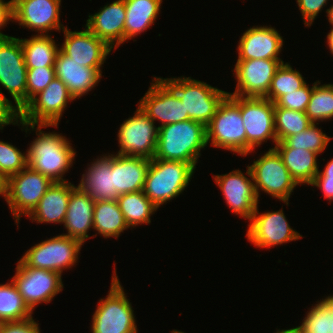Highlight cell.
<instances>
[{
    "label": "cell",
    "mask_w": 333,
    "mask_h": 333,
    "mask_svg": "<svg viewBox=\"0 0 333 333\" xmlns=\"http://www.w3.org/2000/svg\"><path fill=\"white\" fill-rule=\"evenodd\" d=\"M158 127L153 158L192 163L196 167L201 149L207 146L206 126L189 119Z\"/></svg>",
    "instance_id": "cell-1"
},
{
    "label": "cell",
    "mask_w": 333,
    "mask_h": 333,
    "mask_svg": "<svg viewBox=\"0 0 333 333\" xmlns=\"http://www.w3.org/2000/svg\"><path fill=\"white\" fill-rule=\"evenodd\" d=\"M49 126L57 127L58 125L37 124L38 137L32 141L26 152L28 166L46 175L53 182H66L63 175L72 166L76 151L65 136L41 131V128Z\"/></svg>",
    "instance_id": "cell-2"
},
{
    "label": "cell",
    "mask_w": 333,
    "mask_h": 333,
    "mask_svg": "<svg viewBox=\"0 0 333 333\" xmlns=\"http://www.w3.org/2000/svg\"><path fill=\"white\" fill-rule=\"evenodd\" d=\"M172 97L181 100L190 120L207 126L219 104L228 95L211 85L191 77L154 78Z\"/></svg>",
    "instance_id": "cell-3"
},
{
    "label": "cell",
    "mask_w": 333,
    "mask_h": 333,
    "mask_svg": "<svg viewBox=\"0 0 333 333\" xmlns=\"http://www.w3.org/2000/svg\"><path fill=\"white\" fill-rule=\"evenodd\" d=\"M195 168L192 163L153 158L147 170L143 192L159 208L185 190Z\"/></svg>",
    "instance_id": "cell-4"
},
{
    "label": "cell",
    "mask_w": 333,
    "mask_h": 333,
    "mask_svg": "<svg viewBox=\"0 0 333 333\" xmlns=\"http://www.w3.org/2000/svg\"><path fill=\"white\" fill-rule=\"evenodd\" d=\"M207 144L246 155V131L240 110V96L227 95L206 126Z\"/></svg>",
    "instance_id": "cell-5"
},
{
    "label": "cell",
    "mask_w": 333,
    "mask_h": 333,
    "mask_svg": "<svg viewBox=\"0 0 333 333\" xmlns=\"http://www.w3.org/2000/svg\"><path fill=\"white\" fill-rule=\"evenodd\" d=\"M133 311L114 270L109 293L92 315V333H137Z\"/></svg>",
    "instance_id": "cell-6"
},
{
    "label": "cell",
    "mask_w": 333,
    "mask_h": 333,
    "mask_svg": "<svg viewBox=\"0 0 333 333\" xmlns=\"http://www.w3.org/2000/svg\"><path fill=\"white\" fill-rule=\"evenodd\" d=\"M70 100L75 99L69 93L67 86L55 77L20 111V124L26 128V132L34 130L37 124L58 125L62 112ZM29 126L31 129H28Z\"/></svg>",
    "instance_id": "cell-7"
},
{
    "label": "cell",
    "mask_w": 333,
    "mask_h": 333,
    "mask_svg": "<svg viewBox=\"0 0 333 333\" xmlns=\"http://www.w3.org/2000/svg\"><path fill=\"white\" fill-rule=\"evenodd\" d=\"M54 182L29 166L6 179L5 200L19 223L21 215L29 216Z\"/></svg>",
    "instance_id": "cell-8"
},
{
    "label": "cell",
    "mask_w": 333,
    "mask_h": 333,
    "mask_svg": "<svg viewBox=\"0 0 333 333\" xmlns=\"http://www.w3.org/2000/svg\"><path fill=\"white\" fill-rule=\"evenodd\" d=\"M82 245L79 240L61 234L32 246L18 262L22 266L47 269L62 275L63 269L77 263Z\"/></svg>",
    "instance_id": "cell-9"
},
{
    "label": "cell",
    "mask_w": 333,
    "mask_h": 333,
    "mask_svg": "<svg viewBox=\"0 0 333 333\" xmlns=\"http://www.w3.org/2000/svg\"><path fill=\"white\" fill-rule=\"evenodd\" d=\"M253 177L254 187L259 198V189L280 199L288 205V200L297 183L283 164L279 153L271 148L262 157L248 166Z\"/></svg>",
    "instance_id": "cell-10"
},
{
    "label": "cell",
    "mask_w": 333,
    "mask_h": 333,
    "mask_svg": "<svg viewBox=\"0 0 333 333\" xmlns=\"http://www.w3.org/2000/svg\"><path fill=\"white\" fill-rule=\"evenodd\" d=\"M27 67L19 38L0 39V84L21 111L27 104Z\"/></svg>",
    "instance_id": "cell-11"
},
{
    "label": "cell",
    "mask_w": 333,
    "mask_h": 333,
    "mask_svg": "<svg viewBox=\"0 0 333 333\" xmlns=\"http://www.w3.org/2000/svg\"><path fill=\"white\" fill-rule=\"evenodd\" d=\"M154 123L138 106L134 116L120 125L117 154L153 159L159 133V127Z\"/></svg>",
    "instance_id": "cell-12"
},
{
    "label": "cell",
    "mask_w": 333,
    "mask_h": 333,
    "mask_svg": "<svg viewBox=\"0 0 333 333\" xmlns=\"http://www.w3.org/2000/svg\"><path fill=\"white\" fill-rule=\"evenodd\" d=\"M240 110L246 131V156L265 140L277 143L274 103L265 97H241Z\"/></svg>",
    "instance_id": "cell-13"
},
{
    "label": "cell",
    "mask_w": 333,
    "mask_h": 333,
    "mask_svg": "<svg viewBox=\"0 0 333 333\" xmlns=\"http://www.w3.org/2000/svg\"><path fill=\"white\" fill-rule=\"evenodd\" d=\"M61 274L47 269H36L16 266V274L12 281L21 294L24 302L33 311L36 305L49 303L63 289Z\"/></svg>",
    "instance_id": "cell-14"
},
{
    "label": "cell",
    "mask_w": 333,
    "mask_h": 333,
    "mask_svg": "<svg viewBox=\"0 0 333 333\" xmlns=\"http://www.w3.org/2000/svg\"><path fill=\"white\" fill-rule=\"evenodd\" d=\"M283 63L275 59L237 60L234 68L237 85L230 96L265 97L277 68Z\"/></svg>",
    "instance_id": "cell-15"
},
{
    "label": "cell",
    "mask_w": 333,
    "mask_h": 333,
    "mask_svg": "<svg viewBox=\"0 0 333 333\" xmlns=\"http://www.w3.org/2000/svg\"><path fill=\"white\" fill-rule=\"evenodd\" d=\"M259 214L257 205L246 234L248 241L255 246L270 248L302 238L290 227L283 210Z\"/></svg>",
    "instance_id": "cell-16"
},
{
    "label": "cell",
    "mask_w": 333,
    "mask_h": 333,
    "mask_svg": "<svg viewBox=\"0 0 333 333\" xmlns=\"http://www.w3.org/2000/svg\"><path fill=\"white\" fill-rule=\"evenodd\" d=\"M61 0H12L13 21L20 26L48 35L52 29L60 31Z\"/></svg>",
    "instance_id": "cell-17"
},
{
    "label": "cell",
    "mask_w": 333,
    "mask_h": 333,
    "mask_svg": "<svg viewBox=\"0 0 333 333\" xmlns=\"http://www.w3.org/2000/svg\"><path fill=\"white\" fill-rule=\"evenodd\" d=\"M246 174L250 176V179L241 170H233L228 174L216 175L213 176V179L221 189L224 199L232 209V212L250 220L258 205V197L254 182H252L251 170L248 166Z\"/></svg>",
    "instance_id": "cell-18"
},
{
    "label": "cell",
    "mask_w": 333,
    "mask_h": 333,
    "mask_svg": "<svg viewBox=\"0 0 333 333\" xmlns=\"http://www.w3.org/2000/svg\"><path fill=\"white\" fill-rule=\"evenodd\" d=\"M85 28V30L74 32L64 28L65 41L59 49L82 66L101 68L112 48L86 26Z\"/></svg>",
    "instance_id": "cell-19"
},
{
    "label": "cell",
    "mask_w": 333,
    "mask_h": 333,
    "mask_svg": "<svg viewBox=\"0 0 333 333\" xmlns=\"http://www.w3.org/2000/svg\"><path fill=\"white\" fill-rule=\"evenodd\" d=\"M153 81L140 99L138 106L142 111L153 121L160 120V126L189 120L183 102L172 97L155 79Z\"/></svg>",
    "instance_id": "cell-20"
},
{
    "label": "cell",
    "mask_w": 333,
    "mask_h": 333,
    "mask_svg": "<svg viewBox=\"0 0 333 333\" xmlns=\"http://www.w3.org/2000/svg\"><path fill=\"white\" fill-rule=\"evenodd\" d=\"M283 38L275 28L268 26H254L247 29L238 44V59H275L283 46Z\"/></svg>",
    "instance_id": "cell-21"
},
{
    "label": "cell",
    "mask_w": 333,
    "mask_h": 333,
    "mask_svg": "<svg viewBox=\"0 0 333 333\" xmlns=\"http://www.w3.org/2000/svg\"><path fill=\"white\" fill-rule=\"evenodd\" d=\"M86 27L110 48L124 43L126 9L124 0L107 4L99 12L89 15ZM116 42V43H115Z\"/></svg>",
    "instance_id": "cell-22"
},
{
    "label": "cell",
    "mask_w": 333,
    "mask_h": 333,
    "mask_svg": "<svg viewBox=\"0 0 333 333\" xmlns=\"http://www.w3.org/2000/svg\"><path fill=\"white\" fill-rule=\"evenodd\" d=\"M54 70L56 78H59L67 86L74 99L91 91L102 77L100 68L82 66L60 49L56 55Z\"/></svg>",
    "instance_id": "cell-23"
},
{
    "label": "cell",
    "mask_w": 333,
    "mask_h": 333,
    "mask_svg": "<svg viewBox=\"0 0 333 333\" xmlns=\"http://www.w3.org/2000/svg\"><path fill=\"white\" fill-rule=\"evenodd\" d=\"M85 173L77 186L82 192L95 202L118 199L120 194L114 189L112 154L96 159Z\"/></svg>",
    "instance_id": "cell-24"
},
{
    "label": "cell",
    "mask_w": 333,
    "mask_h": 333,
    "mask_svg": "<svg viewBox=\"0 0 333 333\" xmlns=\"http://www.w3.org/2000/svg\"><path fill=\"white\" fill-rule=\"evenodd\" d=\"M95 201L87 193L76 187L70 195L64 226L67 229L68 237L84 243L87 238H91L87 233L93 228V211Z\"/></svg>",
    "instance_id": "cell-25"
},
{
    "label": "cell",
    "mask_w": 333,
    "mask_h": 333,
    "mask_svg": "<svg viewBox=\"0 0 333 333\" xmlns=\"http://www.w3.org/2000/svg\"><path fill=\"white\" fill-rule=\"evenodd\" d=\"M150 162L144 157L113 155L114 189L120 195L143 190Z\"/></svg>",
    "instance_id": "cell-26"
},
{
    "label": "cell",
    "mask_w": 333,
    "mask_h": 333,
    "mask_svg": "<svg viewBox=\"0 0 333 333\" xmlns=\"http://www.w3.org/2000/svg\"><path fill=\"white\" fill-rule=\"evenodd\" d=\"M77 186L70 182H54L28 216L37 223H63L71 192Z\"/></svg>",
    "instance_id": "cell-27"
},
{
    "label": "cell",
    "mask_w": 333,
    "mask_h": 333,
    "mask_svg": "<svg viewBox=\"0 0 333 333\" xmlns=\"http://www.w3.org/2000/svg\"><path fill=\"white\" fill-rule=\"evenodd\" d=\"M282 158L297 185H310L319 172L317 153L301 148H291L284 141L277 142L273 147Z\"/></svg>",
    "instance_id": "cell-28"
},
{
    "label": "cell",
    "mask_w": 333,
    "mask_h": 333,
    "mask_svg": "<svg viewBox=\"0 0 333 333\" xmlns=\"http://www.w3.org/2000/svg\"><path fill=\"white\" fill-rule=\"evenodd\" d=\"M126 20L124 42L149 29L160 11L162 0H124Z\"/></svg>",
    "instance_id": "cell-29"
},
{
    "label": "cell",
    "mask_w": 333,
    "mask_h": 333,
    "mask_svg": "<svg viewBox=\"0 0 333 333\" xmlns=\"http://www.w3.org/2000/svg\"><path fill=\"white\" fill-rule=\"evenodd\" d=\"M128 225L117 200L96 201L93 211V229L104 238H118Z\"/></svg>",
    "instance_id": "cell-30"
},
{
    "label": "cell",
    "mask_w": 333,
    "mask_h": 333,
    "mask_svg": "<svg viewBox=\"0 0 333 333\" xmlns=\"http://www.w3.org/2000/svg\"><path fill=\"white\" fill-rule=\"evenodd\" d=\"M52 39L47 34H36L29 39H20L27 68L54 67L59 47Z\"/></svg>",
    "instance_id": "cell-31"
},
{
    "label": "cell",
    "mask_w": 333,
    "mask_h": 333,
    "mask_svg": "<svg viewBox=\"0 0 333 333\" xmlns=\"http://www.w3.org/2000/svg\"><path fill=\"white\" fill-rule=\"evenodd\" d=\"M118 204L128 227L149 224L150 216L158 209L143 190L118 196Z\"/></svg>",
    "instance_id": "cell-32"
},
{
    "label": "cell",
    "mask_w": 333,
    "mask_h": 333,
    "mask_svg": "<svg viewBox=\"0 0 333 333\" xmlns=\"http://www.w3.org/2000/svg\"><path fill=\"white\" fill-rule=\"evenodd\" d=\"M32 312L12 280L10 283L0 284L1 323L30 319L32 318Z\"/></svg>",
    "instance_id": "cell-33"
},
{
    "label": "cell",
    "mask_w": 333,
    "mask_h": 333,
    "mask_svg": "<svg viewBox=\"0 0 333 333\" xmlns=\"http://www.w3.org/2000/svg\"><path fill=\"white\" fill-rule=\"evenodd\" d=\"M274 122L277 142L305 131L311 124L306 112L274 106Z\"/></svg>",
    "instance_id": "cell-34"
},
{
    "label": "cell",
    "mask_w": 333,
    "mask_h": 333,
    "mask_svg": "<svg viewBox=\"0 0 333 333\" xmlns=\"http://www.w3.org/2000/svg\"><path fill=\"white\" fill-rule=\"evenodd\" d=\"M333 318V295L319 301L295 327L300 333H330Z\"/></svg>",
    "instance_id": "cell-35"
},
{
    "label": "cell",
    "mask_w": 333,
    "mask_h": 333,
    "mask_svg": "<svg viewBox=\"0 0 333 333\" xmlns=\"http://www.w3.org/2000/svg\"><path fill=\"white\" fill-rule=\"evenodd\" d=\"M319 81L312 86V94L306 109V115L312 123L333 118V84L318 86Z\"/></svg>",
    "instance_id": "cell-36"
},
{
    "label": "cell",
    "mask_w": 333,
    "mask_h": 333,
    "mask_svg": "<svg viewBox=\"0 0 333 333\" xmlns=\"http://www.w3.org/2000/svg\"><path fill=\"white\" fill-rule=\"evenodd\" d=\"M305 84L299 71L293 70L289 63L283 62L277 68L265 98L275 103L282 95L298 90Z\"/></svg>",
    "instance_id": "cell-37"
},
{
    "label": "cell",
    "mask_w": 333,
    "mask_h": 333,
    "mask_svg": "<svg viewBox=\"0 0 333 333\" xmlns=\"http://www.w3.org/2000/svg\"><path fill=\"white\" fill-rule=\"evenodd\" d=\"M330 139L312 123L305 131L287 137L284 142L291 148H301L319 154L325 150Z\"/></svg>",
    "instance_id": "cell-38"
},
{
    "label": "cell",
    "mask_w": 333,
    "mask_h": 333,
    "mask_svg": "<svg viewBox=\"0 0 333 333\" xmlns=\"http://www.w3.org/2000/svg\"><path fill=\"white\" fill-rule=\"evenodd\" d=\"M24 154L15 146L0 141V174L7 179L25 169L28 161Z\"/></svg>",
    "instance_id": "cell-39"
},
{
    "label": "cell",
    "mask_w": 333,
    "mask_h": 333,
    "mask_svg": "<svg viewBox=\"0 0 333 333\" xmlns=\"http://www.w3.org/2000/svg\"><path fill=\"white\" fill-rule=\"evenodd\" d=\"M54 67L27 68V103L55 78Z\"/></svg>",
    "instance_id": "cell-40"
},
{
    "label": "cell",
    "mask_w": 333,
    "mask_h": 333,
    "mask_svg": "<svg viewBox=\"0 0 333 333\" xmlns=\"http://www.w3.org/2000/svg\"><path fill=\"white\" fill-rule=\"evenodd\" d=\"M311 94H312V87L309 88V85H307L306 83L300 89L282 95L274 103V106H279L282 108H287L300 112H306Z\"/></svg>",
    "instance_id": "cell-41"
},
{
    "label": "cell",
    "mask_w": 333,
    "mask_h": 333,
    "mask_svg": "<svg viewBox=\"0 0 333 333\" xmlns=\"http://www.w3.org/2000/svg\"><path fill=\"white\" fill-rule=\"evenodd\" d=\"M19 119V120H18ZM20 122V110L9 101L1 91L0 88V128L11 123L18 124Z\"/></svg>",
    "instance_id": "cell-42"
},
{
    "label": "cell",
    "mask_w": 333,
    "mask_h": 333,
    "mask_svg": "<svg viewBox=\"0 0 333 333\" xmlns=\"http://www.w3.org/2000/svg\"><path fill=\"white\" fill-rule=\"evenodd\" d=\"M328 0H297L299 10L306 26H311L312 22L326 5Z\"/></svg>",
    "instance_id": "cell-43"
},
{
    "label": "cell",
    "mask_w": 333,
    "mask_h": 333,
    "mask_svg": "<svg viewBox=\"0 0 333 333\" xmlns=\"http://www.w3.org/2000/svg\"><path fill=\"white\" fill-rule=\"evenodd\" d=\"M0 333H40V329L32 317L21 321L3 322Z\"/></svg>",
    "instance_id": "cell-44"
},
{
    "label": "cell",
    "mask_w": 333,
    "mask_h": 333,
    "mask_svg": "<svg viewBox=\"0 0 333 333\" xmlns=\"http://www.w3.org/2000/svg\"><path fill=\"white\" fill-rule=\"evenodd\" d=\"M310 185L322 189L324 198L330 202L333 200V176H315Z\"/></svg>",
    "instance_id": "cell-45"
},
{
    "label": "cell",
    "mask_w": 333,
    "mask_h": 333,
    "mask_svg": "<svg viewBox=\"0 0 333 333\" xmlns=\"http://www.w3.org/2000/svg\"><path fill=\"white\" fill-rule=\"evenodd\" d=\"M12 0L8 2H2L0 4V29L7 25L8 21H12ZM8 35H5L0 32V39L7 38Z\"/></svg>",
    "instance_id": "cell-46"
},
{
    "label": "cell",
    "mask_w": 333,
    "mask_h": 333,
    "mask_svg": "<svg viewBox=\"0 0 333 333\" xmlns=\"http://www.w3.org/2000/svg\"><path fill=\"white\" fill-rule=\"evenodd\" d=\"M315 176H333V159L327 163L324 171H319Z\"/></svg>",
    "instance_id": "cell-47"
},
{
    "label": "cell",
    "mask_w": 333,
    "mask_h": 333,
    "mask_svg": "<svg viewBox=\"0 0 333 333\" xmlns=\"http://www.w3.org/2000/svg\"><path fill=\"white\" fill-rule=\"evenodd\" d=\"M6 193V178L0 174V195L5 198Z\"/></svg>",
    "instance_id": "cell-48"
},
{
    "label": "cell",
    "mask_w": 333,
    "mask_h": 333,
    "mask_svg": "<svg viewBox=\"0 0 333 333\" xmlns=\"http://www.w3.org/2000/svg\"><path fill=\"white\" fill-rule=\"evenodd\" d=\"M327 43H328L330 52L333 54V27L331 28L330 32L327 35Z\"/></svg>",
    "instance_id": "cell-49"
},
{
    "label": "cell",
    "mask_w": 333,
    "mask_h": 333,
    "mask_svg": "<svg viewBox=\"0 0 333 333\" xmlns=\"http://www.w3.org/2000/svg\"><path fill=\"white\" fill-rule=\"evenodd\" d=\"M327 12V16H328V20H329V23L332 25L333 27V6L331 5V7L329 9L326 10Z\"/></svg>",
    "instance_id": "cell-50"
},
{
    "label": "cell",
    "mask_w": 333,
    "mask_h": 333,
    "mask_svg": "<svg viewBox=\"0 0 333 333\" xmlns=\"http://www.w3.org/2000/svg\"><path fill=\"white\" fill-rule=\"evenodd\" d=\"M276 333H300L296 328H290L286 330L277 331Z\"/></svg>",
    "instance_id": "cell-51"
},
{
    "label": "cell",
    "mask_w": 333,
    "mask_h": 333,
    "mask_svg": "<svg viewBox=\"0 0 333 333\" xmlns=\"http://www.w3.org/2000/svg\"><path fill=\"white\" fill-rule=\"evenodd\" d=\"M330 333H333V318H332V321H331V330H330Z\"/></svg>",
    "instance_id": "cell-52"
},
{
    "label": "cell",
    "mask_w": 333,
    "mask_h": 333,
    "mask_svg": "<svg viewBox=\"0 0 333 333\" xmlns=\"http://www.w3.org/2000/svg\"><path fill=\"white\" fill-rule=\"evenodd\" d=\"M171 333H184V332H182V331H178V330H174V331H172Z\"/></svg>",
    "instance_id": "cell-53"
}]
</instances>
